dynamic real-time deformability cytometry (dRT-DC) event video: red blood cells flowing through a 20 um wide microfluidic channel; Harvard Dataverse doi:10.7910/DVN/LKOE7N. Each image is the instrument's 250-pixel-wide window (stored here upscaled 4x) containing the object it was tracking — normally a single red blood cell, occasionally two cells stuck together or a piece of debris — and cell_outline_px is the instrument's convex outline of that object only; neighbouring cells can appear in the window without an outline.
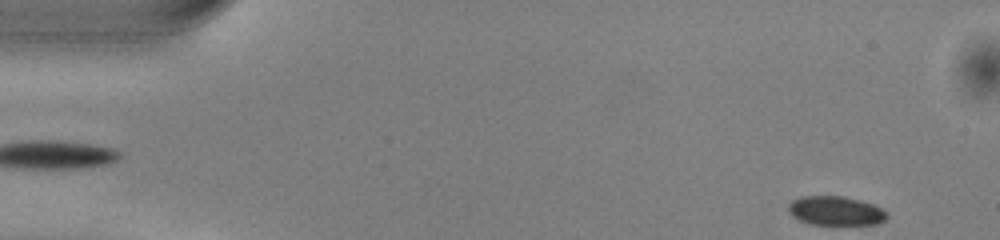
{"species": "common noctule bat (a hibernating species)", "species_latin": "Nyctalus noctula", "temperature_condition": "warm", "stored_images_in_passage": 1, "camera_frame_rate_fps": 3000, "um_per_image_px": 0.085, "animal": {"sex": "male", "body_mass_g": 13.0, "forearm_length_mm": 53.1}, "frame": {"image": 1, "passage_image": 1, "time_ms": 0.0, "image_size_px": [1000, 240], "cell_outline_px": [[884, 220], [876, 224], [812, 224], [800, 220], [792, 216], [788, 208], [788, 204], [792, 200], [800, 196], [844, 196], [860, 200], [872, 204], [880, 208], [884, 212]], "centroid_in_image_um": [70.96, 17.9], "position_along_channel_um": 14.0, "area_um2": 16.42}}